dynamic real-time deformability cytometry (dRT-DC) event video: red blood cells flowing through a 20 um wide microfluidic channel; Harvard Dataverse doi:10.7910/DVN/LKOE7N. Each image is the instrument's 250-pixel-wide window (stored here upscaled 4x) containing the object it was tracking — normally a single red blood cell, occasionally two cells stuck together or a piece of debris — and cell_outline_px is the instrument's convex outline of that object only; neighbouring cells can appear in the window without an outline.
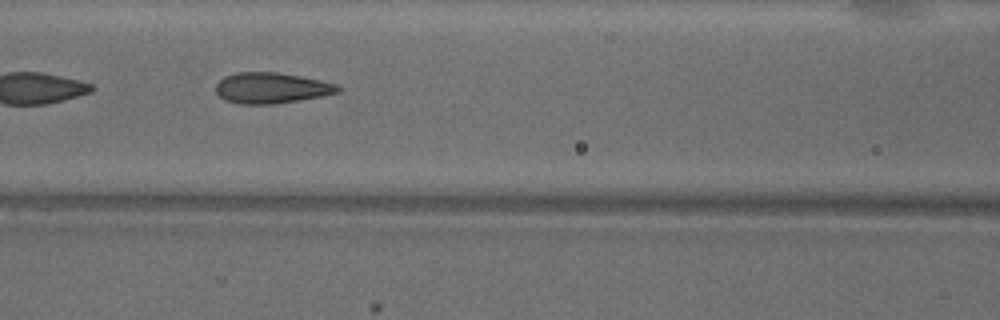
{"species": "common noctule bat (a hibernating species)", "species_latin": "Nyctalus noctula", "temperature_condition": "warm", "stored_images_in_passage": 14, "camera_frame_rate_fps": 3000, "um_per_image_px": 0.085, "animal": {"sex": "male", "body_mass_g": 18.8}, "frame": {"image": 1, "passage_image": 7, "time_ms": 2.0, "image_size_px": [1000, 320], "cell_outline_px": [[340, 92], [300, 100], [272, 104], [240, 104], [224, 100], [216, 92], [216, 84], [224, 76], [236, 72], [276, 72], [300, 76], [320, 80], [336, 84], [340, 88]], "centroid_in_image_um": [23.04, 7.48], "position_along_channel_um": 143.6, "area_um2": 21.85}}